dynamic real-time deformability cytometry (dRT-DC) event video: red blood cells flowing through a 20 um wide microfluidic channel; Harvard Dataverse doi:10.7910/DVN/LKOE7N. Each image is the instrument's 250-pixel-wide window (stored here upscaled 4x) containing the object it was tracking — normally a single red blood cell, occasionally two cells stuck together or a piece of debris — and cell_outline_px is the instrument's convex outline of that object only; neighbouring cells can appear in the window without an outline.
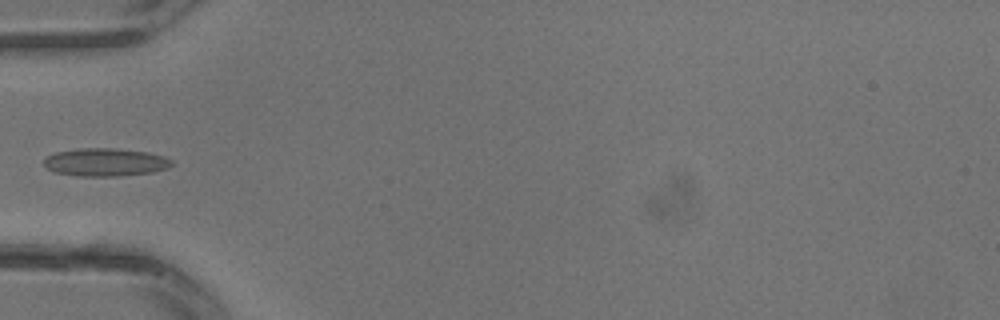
{"species": "common noctule bat (a hibernating species)", "species_latin": "Nyctalus noctula", "temperature_condition": "warm", "stored_images_in_passage": 21, "camera_frame_rate_fps": 3000, "um_per_image_px": 0.085, "animal": {"sex": "male", "body_mass_g": 13.3}, "frame": {"image": 1, "passage_image": 2, "time_ms": 0.333, "image_size_px": [1000, 320], "cell_outline_px": [[172, 164], [168, 168], [152, 172], [116, 176], [76, 176], [56, 172], [48, 168], [44, 164], [44, 160], [48, 156], [56, 152], [80, 148], [116, 148], [148, 152], [164, 156], [172, 160]], "centroid_in_image_um": [8.97, 13.78], "position_along_channel_um": 76.0, "area_um2": 20.75}}
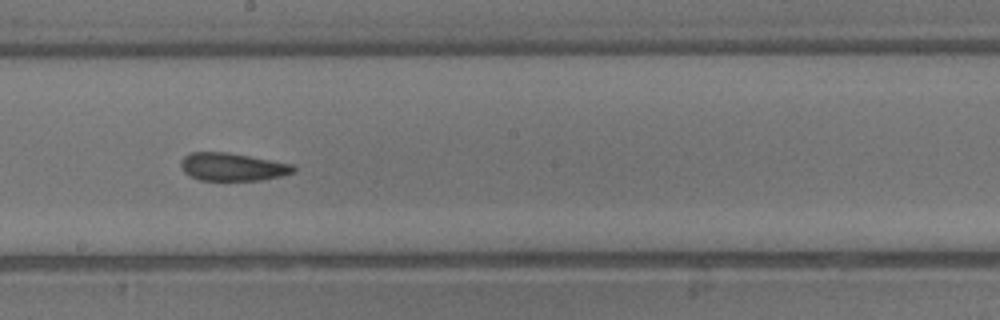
{"frame": {"image": 2, "passage_image": 9, "time_ms": 2.667, "image_size_px": [1000, 320], "cell_outline_px": [[296, 172], [280, 176], [260, 180], [200, 180], [184, 172], [180, 164], [180, 160], [184, 156], [192, 152], [228, 152], [292, 164], [296, 168]], "centroid_in_image_um": [19.76, 14.18], "position_along_channel_um": 228.4, "area_um2": 18.21}}
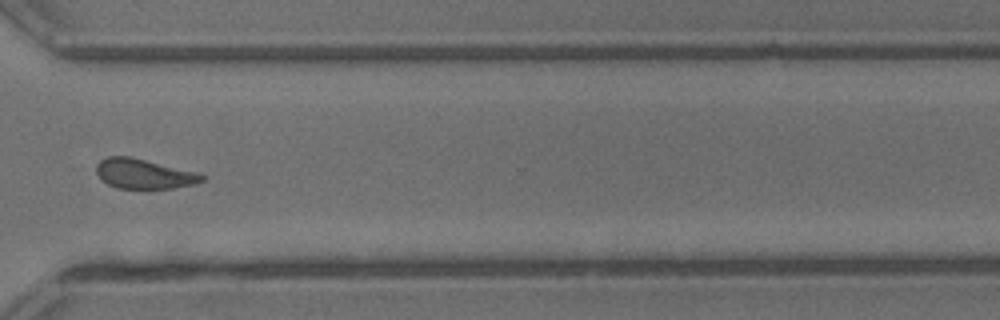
{"frame": {"image": 3, "passage_image": 15, "time_ms": 4.667, "image_size_px": [1000, 320], "cell_outline_px": [[208, 176], [204, 180], [196, 184], [172, 188], [116, 188], [108, 184], [96, 172], [96, 164], [100, 160], [108, 156], [128, 156], [200, 172]], "centroid_in_image_um": [12.3, 14.77], "position_along_channel_um": 358.3, "area_um2": 18.44}}